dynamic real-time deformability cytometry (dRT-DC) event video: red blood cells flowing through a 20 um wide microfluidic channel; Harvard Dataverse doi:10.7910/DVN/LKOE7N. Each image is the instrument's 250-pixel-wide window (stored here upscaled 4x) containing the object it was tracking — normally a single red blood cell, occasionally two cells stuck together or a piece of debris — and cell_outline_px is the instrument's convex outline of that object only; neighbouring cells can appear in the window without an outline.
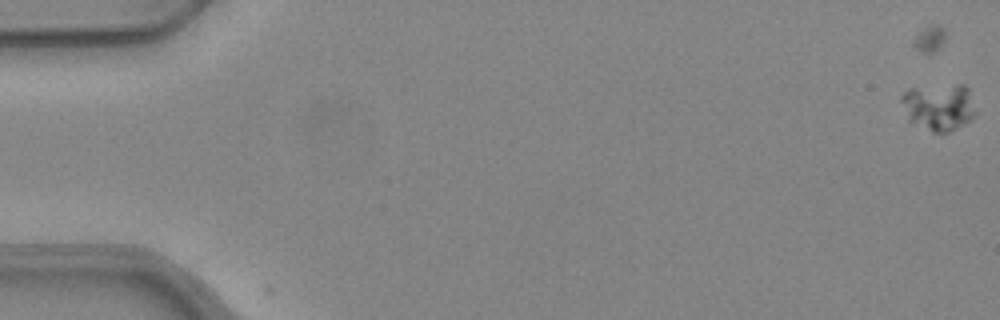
{"species": "common noctule bat (a hibernating species)", "species_latin": "Nyctalus noctula", "temperature_condition": "warm", "stored_images_in_passage": 6, "camera_frame_rate_fps": 3000, "um_per_image_px": 0.085, "animal": {"sex": "female", "body_mass_g": 24.6, "forearm_length_mm": 56.2}, "frame": {"image": 1, "passage_image": 3, "time_ms": 0.667, "image_size_px": [1000, 320], "cell_outline_px": [[976, 112], [964, 124], [948, 132], [932, 132], [908, 120], [900, 100], [900, 96], [904, 92], [912, 88], [956, 84], [964, 84], [968, 88]], "centroid_in_image_um": [79.78, 9.08], "position_along_channel_um": 5.2, "area_um2": 20.11}}